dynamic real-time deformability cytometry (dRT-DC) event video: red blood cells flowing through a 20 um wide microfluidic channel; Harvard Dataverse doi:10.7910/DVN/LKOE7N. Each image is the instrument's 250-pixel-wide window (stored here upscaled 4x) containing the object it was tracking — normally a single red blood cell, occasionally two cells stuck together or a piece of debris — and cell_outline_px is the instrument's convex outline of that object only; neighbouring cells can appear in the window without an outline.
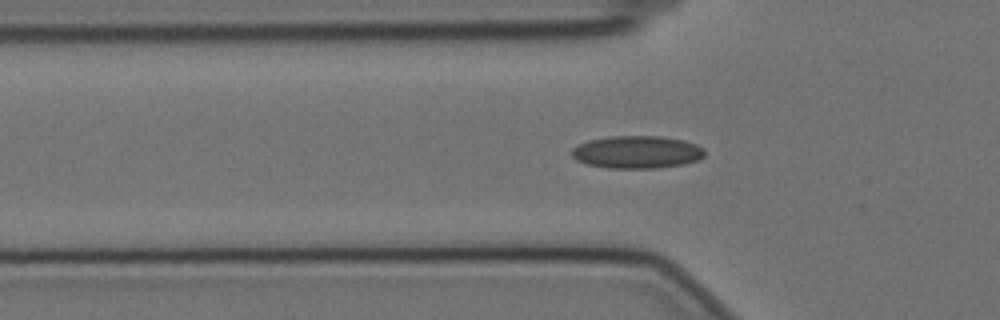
{"species": "Egyptian fruit bat (a non-hibernating species)", "species_latin": "Rousettus aegyptiacus", "temperature_condition": "cold", "stored_images_in_passage": 42, "camera_frame_rate_fps": 3000, "um_per_image_px": 0.085, "animal": {"sex": "female"}, "frame": {"image": 1, "passage_image": 2, "time_ms": 0.333, "image_size_px": [1000, 320], "cell_outline_px": [[704, 156], [696, 160], [684, 164], [656, 168], [608, 168], [588, 164], [576, 160], [572, 156], [572, 148], [588, 140], [608, 136], [660, 136], [684, 140], [696, 144], [704, 148]], "centroid_in_image_um": [54.14, 12.92], "position_along_channel_um": 71.7, "area_um2": 25.26}}
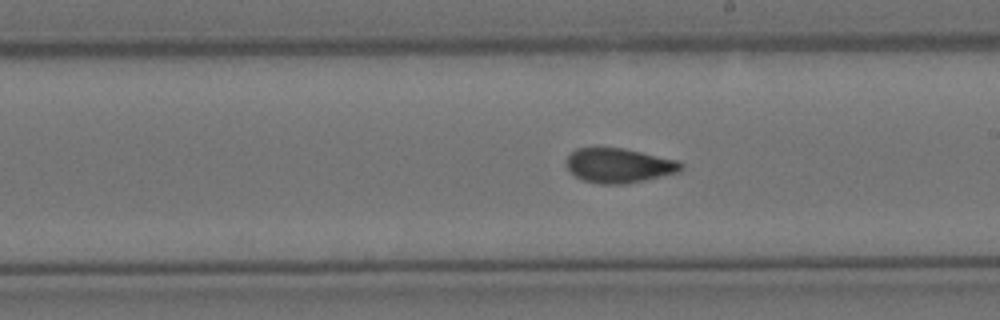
{"frame": {"image": 2, "passage_image": 16, "time_ms": 5.0, "image_size_px": [1000, 320], "cell_outline_px": [[684, 164], [680, 172], [644, 180], [624, 184], [600, 184], [584, 180], [576, 176], [564, 164], [568, 156], [576, 148], [624, 148], [676, 160]], "centroid_in_image_um": [52.61, 14.07], "position_along_channel_um": 236.4, "area_um2": 22.95}}
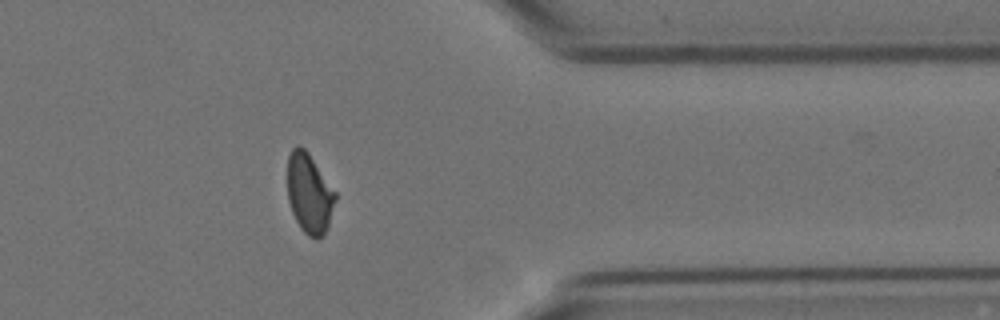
{"frame": {"image": 3, "passage_image": 30, "time_ms": 9.667, "image_size_px": [1000, 320], "cell_outline_px": [[336, 200], [328, 224], [324, 232], [316, 240], [308, 236], [300, 228], [292, 212], [288, 200], [288, 156], [292, 148], [300, 144], [308, 152], [336, 192]], "centroid_in_image_um": [26.28, 16.42], "position_along_channel_um": 385.1, "area_um2": 22.14}, "authors_computed_cell_mechanics": {"area_um2": 22.8888, "velocity_mm_per_s": 3.5049, "shape_relaxation_time_tau1_ms": 6.8798, "shape_relaxation_time_tau2_ms": 1.1112, "deformation_change_tau1": 0.1693, "deformation_change_tau2": 0.0589}}